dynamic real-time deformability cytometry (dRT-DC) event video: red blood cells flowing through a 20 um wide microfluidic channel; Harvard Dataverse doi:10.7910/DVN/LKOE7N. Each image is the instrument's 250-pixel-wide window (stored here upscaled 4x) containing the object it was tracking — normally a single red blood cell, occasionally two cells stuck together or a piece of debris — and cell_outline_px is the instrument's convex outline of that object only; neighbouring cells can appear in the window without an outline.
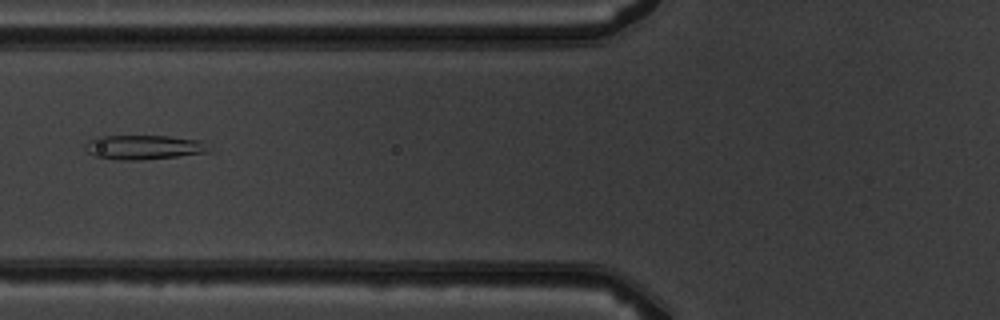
{"species": "common noctule bat (a hibernating species)", "species_latin": "Nyctalus noctula", "temperature_condition": "warm", "stored_images_in_passage": 5, "camera_frame_rate_fps": 3000, "um_per_image_px": 0.085, "animal": {"sex": "male", "body_mass_g": 19.5, "forearm_length_mm": 54.6}, "frame": {"image": 1, "passage_image": 5, "time_ms": 4.333, "image_size_px": [1000, 320], "cell_outline_px": [[212, 152], [140, 160], [120, 160], [96, 156], [88, 152], [84, 148], [84, 144], [88, 140], [96, 136], [168, 136], [200, 140]], "centroid_in_image_um": [12.17, 12.51], "position_along_channel_um": 113.6, "area_um2": 17.51}}